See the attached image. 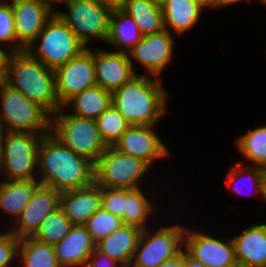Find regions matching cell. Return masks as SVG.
<instances>
[{"label": "cell", "instance_id": "cell-15", "mask_svg": "<svg viewBox=\"0 0 266 267\" xmlns=\"http://www.w3.org/2000/svg\"><path fill=\"white\" fill-rule=\"evenodd\" d=\"M60 195L56 189L40 185L15 219L17 227L9 231L17 238L33 236L46 216L60 207Z\"/></svg>", "mask_w": 266, "mask_h": 267}, {"label": "cell", "instance_id": "cell-13", "mask_svg": "<svg viewBox=\"0 0 266 267\" xmlns=\"http://www.w3.org/2000/svg\"><path fill=\"white\" fill-rule=\"evenodd\" d=\"M223 242L203 232H184V250L206 267H235L234 244L232 239Z\"/></svg>", "mask_w": 266, "mask_h": 267}, {"label": "cell", "instance_id": "cell-21", "mask_svg": "<svg viewBox=\"0 0 266 267\" xmlns=\"http://www.w3.org/2000/svg\"><path fill=\"white\" fill-rule=\"evenodd\" d=\"M141 233L140 228L124 224L97 243L96 248L119 262L123 267H129Z\"/></svg>", "mask_w": 266, "mask_h": 267}, {"label": "cell", "instance_id": "cell-30", "mask_svg": "<svg viewBox=\"0 0 266 267\" xmlns=\"http://www.w3.org/2000/svg\"><path fill=\"white\" fill-rule=\"evenodd\" d=\"M236 144L246 159L266 169V126L249 130L237 139Z\"/></svg>", "mask_w": 266, "mask_h": 267}, {"label": "cell", "instance_id": "cell-36", "mask_svg": "<svg viewBox=\"0 0 266 267\" xmlns=\"http://www.w3.org/2000/svg\"><path fill=\"white\" fill-rule=\"evenodd\" d=\"M18 243L19 238L10 231L0 233V267H9V265H12L10 263L15 261L16 258L18 259L16 257Z\"/></svg>", "mask_w": 266, "mask_h": 267}, {"label": "cell", "instance_id": "cell-16", "mask_svg": "<svg viewBox=\"0 0 266 267\" xmlns=\"http://www.w3.org/2000/svg\"><path fill=\"white\" fill-rule=\"evenodd\" d=\"M17 42L26 49L54 14L40 0H11Z\"/></svg>", "mask_w": 266, "mask_h": 267}, {"label": "cell", "instance_id": "cell-31", "mask_svg": "<svg viewBox=\"0 0 266 267\" xmlns=\"http://www.w3.org/2000/svg\"><path fill=\"white\" fill-rule=\"evenodd\" d=\"M102 140L107 146H113L131 126L111 104L96 120Z\"/></svg>", "mask_w": 266, "mask_h": 267}, {"label": "cell", "instance_id": "cell-3", "mask_svg": "<svg viewBox=\"0 0 266 267\" xmlns=\"http://www.w3.org/2000/svg\"><path fill=\"white\" fill-rule=\"evenodd\" d=\"M4 82L40 104L51 115L61 107L56 94L54 70L26 50L12 52Z\"/></svg>", "mask_w": 266, "mask_h": 267}, {"label": "cell", "instance_id": "cell-6", "mask_svg": "<svg viewBox=\"0 0 266 267\" xmlns=\"http://www.w3.org/2000/svg\"><path fill=\"white\" fill-rule=\"evenodd\" d=\"M37 41L40 43L35 46ZM85 49L70 28L54 12L46 21L42 31L25 50L46 67L54 70Z\"/></svg>", "mask_w": 266, "mask_h": 267}, {"label": "cell", "instance_id": "cell-18", "mask_svg": "<svg viewBox=\"0 0 266 267\" xmlns=\"http://www.w3.org/2000/svg\"><path fill=\"white\" fill-rule=\"evenodd\" d=\"M53 247L61 267H85L96 244L84 225H73Z\"/></svg>", "mask_w": 266, "mask_h": 267}, {"label": "cell", "instance_id": "cell-9", "mask_svg": "<svg viewBox=\"0 0 266 267\" xmlns=\"http://www.w3.org/2000/svg\"><path fill=\"white\" fill-rule=\"evenodd\" d=\"M149 167L142 159L108 146L94 164V182L100 187L140 188L138 182Z\"/></svg>", "mask_w": 266, "mask_h": 267}, {"label": "cell", "instance_id": "cell-2", "mask_svg": "<svg viewBox=\"0 0 266 267\" xmlns=\"http://www.w3.org/2000/svg\"><path fill=\"white\" fill-rule=\"evenodd\" d=\"M160 77L134 75L112 92V104L131 125L155 126L167 110V92Z\"/></svg>", "mask_w": 266, "mask_h": 267}, {"label": "cell", "instance_id": "cell-22", "mask_svg": "<svg viewBox=\"0 0 266 267\" xmlns=\"http://www.w3.org/2000/svg\"><path fill=\"white\" fill-rule=\"evenodd\" d=\"M142 38L143 34L137 28L135 20L121 7H113L110 15L107 44L118 48L115 51L127 53Z\"/></svg>", "mask_w": 266, "mask_h": 267}, {"label": "cell", "instance_id": "cell-44", "mask_svg": "<svg viewBox=\"0 0 266 267\" xmlns=\"http://www.w3.org/2000/svg\"><path fill=\"white\" fill-rule=\"evenodd\" d=\"M41 2H43L45 5H47L51 10L54 9V7L52 6L53 3H63L65 4L68 0H40Z\"/></svg>", "mask_w": 266, "mask_h": 267}, {"label": "cell", "instance_id": "cell-39", "mask_svg": "<svg viewBox=\"0 0 266 267\" xmlns=\"http://www.w3.org/2000/svg\"><path fill=\"white\" fill-rule=\"evenodd\" d=\"M183 267H206L202 262L195 260L183 249Z\"/></svg>", "mask_w": 266, "mask_h": 267}, {"label": "cell", "instance_id": "cell-10", "mask_svg": "<svg viewBox=\"0 0 266 267\" xmlns=\"http://www.w3.org/2000/svg\"><path fill=\"white\" fill-rule=\"evenodd\" d=\"M184 232L179 224L161 226L153 234L150 228H145L129 267H158L175 258L184 248Z\"/></svg>", "mask_w": 266, "mask_h": 267}, {"label": "cell", "instance_id": "cell-28", "mask_svg": "<svg viewBox=\"0 0 266 267\" xmlns=\"http://www.w3.org/2000/svg\"><path fill=\"white\" fill-rule=\"evenodd\" d=\"M152 203L144 195L141 188H125L123 223L144 230L147 228V220L153 212Z\"/></svg>", "mask_w": 266, "mask_h": 267}, {"label": "cell", "instance_id": "cell-4", "mask_svg": "<svg viewBox=\"0 0 266 267\" xmlns=\"http://www.w3.org/2000/svg\"><path fill=\"white\" fill-rule=\"evenodd\" d=\"M60 107L51 116V133L77 155L95 164L108 147L102 140L96 121L66 113Z\"/></svg>", "mask_w": 266, "mask_h": 267}, {"label": "cell", "instance_id": "cell-1", "mask_svg": "<svg viewBox=\"0 0 266 267\" xmlns=\"http://www.w3.org/2000/svg\"><path fill=\"white\" fill-rule=\"evenodd\" d=\"M37 161L41 185L59 192L83 188L94 182V164L74 153L51 132L41 139Z\"/></svg>", "mask_w": 266, "mask_h": 267}, {"label": "cell", "instance_id": "cell-8", "mask_svg": "<svg viewBox=\"0 0 266 267\" xmlns=\"http://www.w3.org/2000/svg\"><path fill=\"white\" fill-rule=\"evenodd\" d=\"M43 136L29 132H7L0 145V172L5 174L7 180L38 179L37 157Z\"/></svg>", "mask_w": 266, "mask_h": 267}, {"label": "cell", "instance_id": "cell-46", "mask_svg": "<svg viewBox=\"0 0 266 267\" xmlns=\"http://www.w3.org/2000/svg\"><path fill=\"white\" fill-rule=\"evenodd\" d=\"M241 1H243V0H222V7L224 6L225 7V5H231V4H234V3H238V2H241ZM261 2H265V0H260Z\"/></svg>", "mask_w": 266, "mask_h": 267}, {"label": "cell", "instance_id": "cell-20", "mask_svg": "<svg viewBox=\"0 0 266 267\" xmlns=\"http://www.w3.org/2000/svg\"><path fill=\"white\" fill-rule=\"evenodd\" d=\"M231 239L237 265L266 267V224L251 225Z\"/></svg>", "mask_w": 266, "mask_h": 267}, {"label": "cell", "instance_id": "cell-11", "mask_svg": "<svg viewBox=\"0 0 266 267\" xmlns=\"http://www.w3.org/2000/svg\"><path fill=\"white\" fill-rule=\"evenodd\" d=\"M55 88L60 106L83 90L97 85L91 48H86L66 64L54 69Z\"/></svg>", "mask_w": 266, "mask_h": 267}, {"label": "cell", "instance_id": "cell-37", "mask_svg": "<svg viewBox=\"0 0 266 267\" xmlns=\"http://www.w3.org/2000/svg\"><path fill=\"white\" fill-rule=\"evenodd\" d=\"M85 267H123L119 262L112 259L97 248L90 254Z\"/></svg>", "mask_w": 266, "mask_h": 267}, {"label": "cell", "instance_id": "cell-33", "mask_svg": "<svg viewBox=\"0 0 266 267\" xmlns=\"http://www.w3.org/2000/svg\"><path fill=\"white\" fill-rule=\"evenodd\" d=\"M242 165H244V162L239 161L237 163V165L231 167V169L229 170V173L227 174L228 175L227 176L228 188L232 189L233 192L235 191V193L237 192V194L242 193L240 186H238V185L235 186V185H233V183L236 182L237 179H239L240 181H245L246 177H244L243 175L247 172L246 176L247 177L249 176L248 180L250 182H252V185H253V187H255V190L258 191V193H260V195H262V181H263L266 169L263 167H260V166H255V165L251 166L250 164L248 166L247 165L242 166ZM246 180H247V178H246ZM251 191L253 192V190H251ZM251 191H249V192H251ZM251 193L246 192V194H248V195H252Z\"/></svg>", "mask_w": 266, "mask_h": 267}, {"label": "cell", "instance_id": "cell-38", "mask_svg": "<svg viewBox=\"0 0 266 267\" xmlns=\"http://www.w3.org/2000/svg\"><path fill=\"white\" fill-rule=\"evenodd\" d=\"M0 46H1V44H0ZM6 49H8V50L6 51ZM11 54H12V52L9 50V48H5V49L0 48V79L2 81H4V79H5L8 61H9Z\"/></svg>", "mask_w": 266, "mask_h": 267}, {"label": "cell", "instance_id": "cell-17", "mask_svg": "<svg viewBox=\"0 0 266 267\" xmlns=\"http://www.w3.org/2000/svg\"><path fill=\"white\" fill-rule=\"evenodd\" d=\"M96 83L111 93L129 81L137 67L132 68L127 53L107 50H92Z\"/></svg>", "mask_w": 266, "mask_h": 267}, {"label": "cell", "instance_id": "cell-47", "mask_svg": "<svg viewBox=\"0 0 266 267\" xmlns=\"http://www.w3.org/2000/svg\"><path fill=\"white\" fill-rule=\"evenodd\" d=\"M152 1L162 4L165 0H152Z\"/></svg>", "mask_w": 266, "mask_h": 267}, {"label": "cell", "instance_id": "cell-32", "mask_svg": "<svg viewBox=\"0 0 266 267\" xmlns=\"http://www.w3.org/2000/svg\"><path fill=\"white\" fill-rule=\"evenodd\" d=\"M123 225V220L120 217L102 208L92 214L84 224L95 244L117 231Z\"/></svg>", "mask_w": 266, "mask_h": 267}, {"label": "cell", "instance_id": "cell-35", "mask_svg": "<svg viewBox=\"0 0 266 267\" xmlns=\"http://www.w3.org/2000/svg\"><path fill=\"white\" fill-rule=\"evenodd\" d=\"M101 208L123 220L125 188L100 187Z\"/></svg>", "mask_w": 266, "mask_h": 267}, {"label": "cell", "instance_id": "cell-40", "mask_svg": "<svg viewBox=\"0 0 266 267\" xmlns=\"http://www.w3.org/2000/svg\"><path fill=\"white\" fill-rule=\"evenodd\" d=\"M158 267H183V250L175 258L165 261Z\"/></svg>", "mask_w": 266, "mask_h": 267}, {"label": "cell", "instance_id": "cell-27", "mask_svg": "<svg viewBox=\"0 0 266 267\" xmlns=\"http://www.w3.org/2000/svg\"><path fill=\"white\" fill-rule=\"evenodd\" d=\"M17 256L23 263L22 267H61L53 245L32 236L19 238Z\"/></svg>", "mask_w": 266, "mask_h": 267}, {"label": "cell", "instance_id": "cell-42", "mask_svg": "<svg viewBox=\"0 0 266 267\" xmlns=\"http://www.w3.org/2000/svg\"><path fill=\"white\" fill-rule=\"evenodd\" d=\"M5 127L6 126L4 124V121L2 120V117L0 116V145L8 132Z\"/></svg>", "mask_w": 266, "mask_h": 267}, {"label": "cell", "instance_id": "cell-29", "mask_svg": "<svg viewBox=\"0 0 266 267\" xmlns=\"http://www.w3.org/2000/svg\"><path fill=\"white\" fill-rule=\"evenodd\" d=\"M73 226L61 207L49 213L42 221L39 229L32 236L38 241L56 244L60 242Z\"/></svg>", "mask_w": 266, "mask_h": 267}, {"label": "cell", "instance_id": "cell-19", "mask_svg": "<svg viewBox=\"0 0 266 267\" xmlns=\"http://www.w3.org/2000/svg\"><path fill=\"white\" fill-rule=\"evenodd\" d=\"M60 207L73 225H84L101 208L100 186L92 184L61 192Z\"/></svg>", "mask_w": 266, "mask_h": 267}, {"label": "cell", "instance_id": "cell-25", "mask_svg": "<svg viewBox=\"0 0 266 267\" xmlns=\"http://www.w3.org/2000/svg\"><path fill=\"white\" fill-rule=\"evenodd\" d=\"M112 104V93L99 85L92 86L72 97L63 107L74 115L96 120Z\"/></svg>", "mask_w": 266, "mask_h": 267}, {"label": "cell", "instance_id": "cell-12", "mask_svg": "<svg viewBox=\"0 0 266 267\" xmlns=\"http://www.w3.org/2000/svg\"><path fill=\"white\" fill-rule=\"evenodd\" d=\"M173 43L171 32L167 29L143 35V38L127 52L132 68V60H135L147 69L146 74L159 77L164 68L171 64L174 54Z\"/></svg>", "mask_w": 266, "mask_h": 267}, {"label": "cell", "instance_id": "cell-24", "mask_svg": "<svg viewBox=\"0 0 266 267\" xmlns=\"http://www.w3.org/2000/svg\"><path fill=\"white\" fill-rule=\"evenodd\" d=\"M40 185L41 182L38 179L2 181L0 183V208L12 215L14 220L17 219Z\"/></svg>", "mask_w": 266, "mask_h": 267}, {"label": "cell", "instance_id": "cell-34", "mask_svg": "<svg viewBox=\"0 0 266 267\" xmlns=\"http://www.w3.org/2000/svg\"><path fill=\"white\" fill-rule=\"evenodd\" d=\"M6 42L8 45L4 44ZM0 44L4 48L9 47L11 52L25 50L16 40L12 6L10 3L5 2L0 3Z\"/></svg>", "mask_w": 266, "mask_h": 267}, {"label": "cell", "instance_id": "cell-26", "mask_svg": "<svg viewBox=\"0 0 266 267\" xmlns=\"http://www.w3.org/2000/svg\"><path fill=\"white\" fill-rule=\"evenodd\" d=\"M137 23L143 35L165 29L161 4L152 0H125L120 6Z\"/></svg>", "mask_w": 266, "mask_h": 267}, {"label": "cell", "instance_id": "cell-41", "mask_svg": "<svg viewBox=\"0 0 266 267\" xmlns=\"http://www.w3.org/2000/svg\"><path fill=\"white\" fill-rule=\"evenodd\" d=\"M201 8H222V0H196Z\"/></svg>", "mask_w": 266, "mask_h": 267}, {"label": "cell", "instance_id": "cell-7", "mask_svg": "<svg viewBox=\"0 0 266 267\" xmlns=\"http://www.w3.org/2000/svg\"><path fill=\"white\" fill-rule=\"evenodd\" d=\"M65 6L68 13L57 9L54 12L85 48L94 38L107 42L112 6L100 0H68Z\"/></svg>", "mask_w": 266, "mask_h": 267}, {"label": "cell", "instance_id": "cell-43", "mask_svg": "<svg viewBox=\"0 0 266 267\" xmlns=\"http://www.w3.org/2000/svg\"><path fill=\"white\" fill-rule=\"evenodd\" d=\"M112 7H120L125 0H100Z\"/></svg>", "mask_w": 266, "mask_h": 267}, {"label": "cell", "instance_id": "cell-14", "mask_svg": "<svg viewBox=\"0 0 266 267\" xmlns=\"http://www.w3.org/2000/svg\"><path fill=\"white\" fill-rule=\"evenodd\" d=\"M118 151L137 157L152 166L159 158L169 156V151L156 135L153 126L131 125L113 145Z\"/></svg>", "mask_w": 266, "mask_h": 267}, {"label": "cell", "instance_id": "cell-5", "mask_svg": "<svg viewBox=\"0 0 266 267\" xmlns=\"http://www.w3.org/2000/svg\"><path fill=\"white\" fill-rule=\"evenodd\" d=\"M0 116L8 132H51V114L4 81L0 83Z\"/></svg>", "mask_w": 266, "mask_h": 267}, {"label": "cell", "instance_id": "cell-23", "mask_svg": "<svg viewBox=\"0 0 266 267\" xmlns=\"http://www.w3.org/2000/svg\"><path fill=\"white\" fill-rule=\"evenodd\" d=\"M161 8L165 29H172L181 35L195 26L202 10L196 0H165Z\"/></svg>", "mask_w": 266, "mask_h": 267}, {"label": "cell", "instance_id": "cell-45", "mask_svg": "<svg viewBox=\"0 0 266 267\" xmlns=\"http://www.w3.org/2000/svg\"><path fill=\"white\" fill-rule=\"evenodd\" d=\"M261 197H263L262 199H264L266 201V171H265V175L262 181V195Z\"/></svg>", "mask_w": 266, "mask_h": 267}]
</instances>
